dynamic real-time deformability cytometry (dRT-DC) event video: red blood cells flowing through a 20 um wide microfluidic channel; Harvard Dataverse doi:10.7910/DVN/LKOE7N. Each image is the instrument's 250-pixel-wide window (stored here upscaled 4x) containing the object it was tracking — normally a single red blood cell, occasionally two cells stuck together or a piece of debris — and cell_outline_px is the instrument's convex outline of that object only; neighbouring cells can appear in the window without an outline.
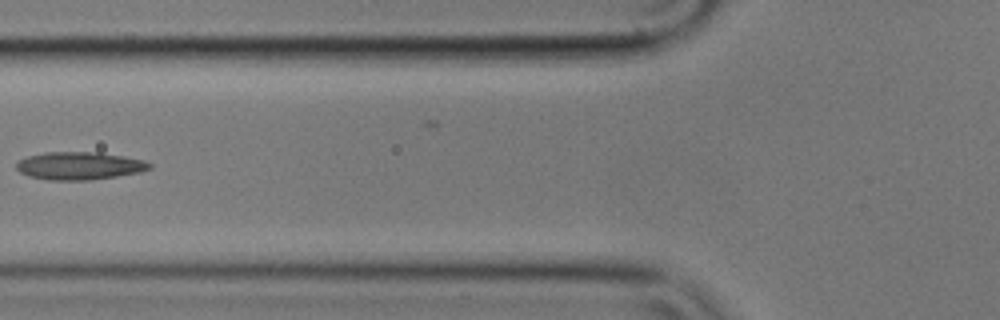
{"species": "common noctule bat (a hibernating species)", "species_latin": "Nyctalus noctula", "temperature_condition": "cold", "stored_images_in_passage": 6, "camera_frame_rate_fps": 3000, "um_per_image_px": 0.085, "animal": {"sex": "male", "body_mass_g": 17.9}, "frame": {"image": 1, "passage_image": 6, "time_ms": 1.667, "image_size_px": [1000, 320], "cell_outline_px": [[152, 168], [140, 172], [92, 180], [48, 180], [28, 176], [20, 172], [16, 168], [16, 164], [20, 160], [28, 156], [44, 152], [100, 152], [124, 156], [144, 160], [152, 164]], "centroid_in_image_um": [6.76, 14.09], "position_along_channel_um": 119.0, "area_um2": 21.68}}